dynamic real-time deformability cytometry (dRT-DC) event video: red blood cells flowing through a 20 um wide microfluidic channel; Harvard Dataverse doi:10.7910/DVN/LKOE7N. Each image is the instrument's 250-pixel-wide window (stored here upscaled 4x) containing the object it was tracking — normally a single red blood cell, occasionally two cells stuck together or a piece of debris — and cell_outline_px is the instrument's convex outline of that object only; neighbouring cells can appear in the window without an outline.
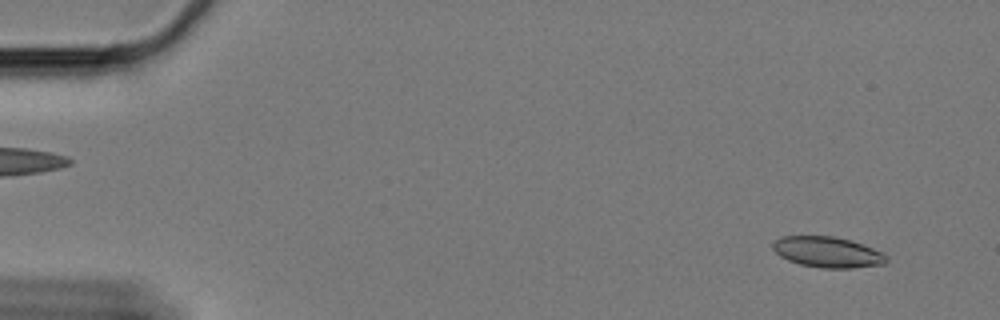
{"species": "Egyptian fruit bat (a non-hibernating species)", "species_latin": "Rousettus aegyptiacus", "temperature_condition": "cold", "stored_images_in_passage": 60, "camera_frame_rate_fps": 3000, "um_per_image_px": 0.085, "animal": {"sex": "female"}, "frame": {"image": 1, "passage_image": 4, "time_ms": 1.0, "image_size_px": [1000, 320], "cell_outline_px": [[888, 260], [884, 264], [852, 268], [820, 268], [800, 264], [788, 260], [780, 256], [772, 248], [772, 244], [780, 236], [832, 236], [852, 240], [884, 252], [888, 256]], "centroid_in_image_um": [70.37, 21.43], "position_along_channel_um": 14.6, "area_um2": 20.52}}
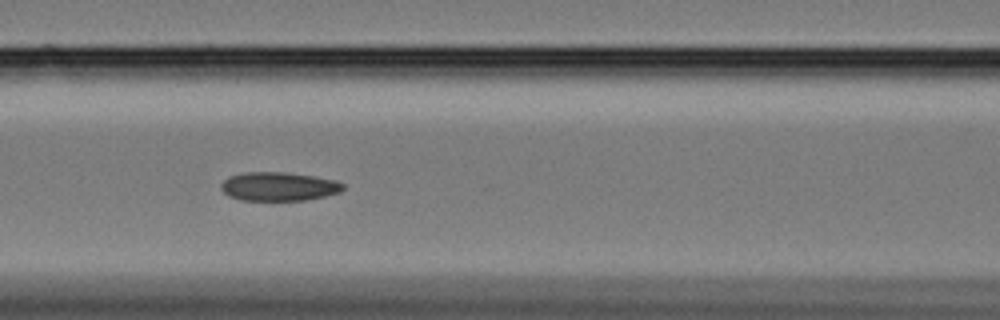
{"frame": {"image": 2, "passage_image": 26, "time_ms": 8.333, "image_size_px": [1000, 320], "cell_outline_px": [[344, 188], [340, 192], [324, 196], [304, 200], [240, 200], [228, 196], [220, 188], [220, 184], [228, 176], [244, 172], [284, 172], [312, 176], [336, 180], [344, 184]], "centroid_in_image_um": [23.65, 15.85], "position_along_channel_um": 142.9, "area_um2": 20.46}}
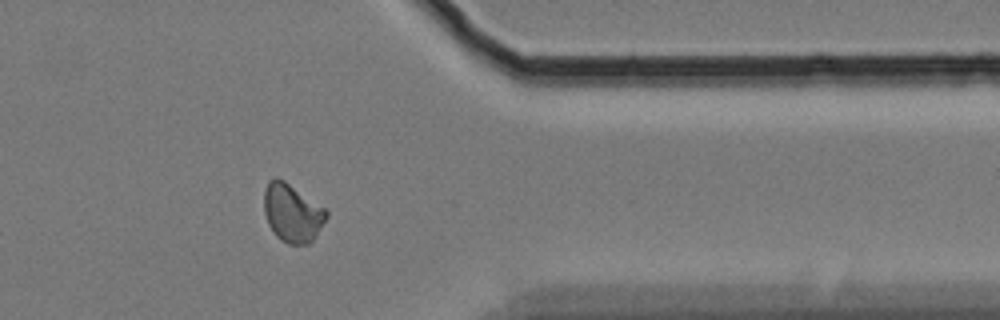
{"frame": {"image": 3, "passage_image": 49, "time_ms": 16.0, "image_size_px": [1000, 320], "cell_outline_px": [[328, 216], [316, 236], [308, 244], [288, 244], [280, 240], [276, 236], [268, 224], [264, 212], [264, 188], [268, 180], [276, 176], [284, 180], [324, 208], [328, 212]], "centroid_in_image_um": [24.82, 18.09], "position_along_channel_um": 386.6, "area_um2": 21.15}, "authors_computed_cell_mechanics": {"area_um2": 20.4612, "velocity_mm_per_s": 3.3276, "shape_relaxation_time_tau1_ms": 10.2742, "shape_relaxation_time_tau2_ms": 3.4349, "deformation_change_tau1": 0.1362, "deformation_change_tau2": 0.0791}}